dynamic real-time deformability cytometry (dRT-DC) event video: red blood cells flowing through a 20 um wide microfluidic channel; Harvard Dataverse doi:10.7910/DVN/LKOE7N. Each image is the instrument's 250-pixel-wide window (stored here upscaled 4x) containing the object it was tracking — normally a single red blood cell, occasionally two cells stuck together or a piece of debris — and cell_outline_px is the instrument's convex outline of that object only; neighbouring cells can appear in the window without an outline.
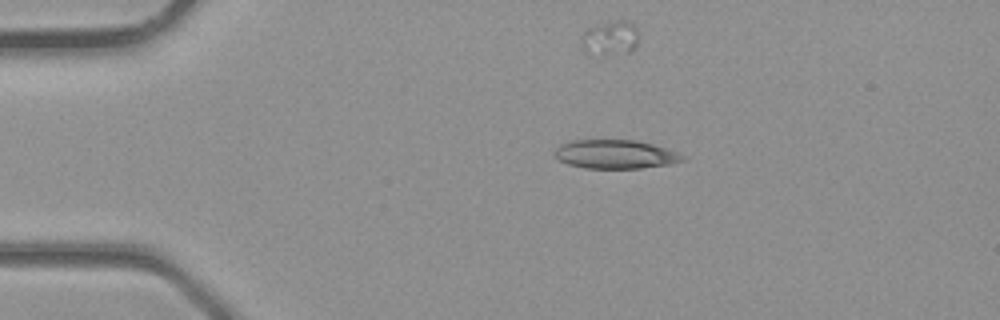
{"species": "common noctule bat (a hibernating species)", "species_latin": "Nyctalus noctula", "temperature_condition": "room temperature", "stored_images_in_passage": 4, "camera_frame_rate_fps": 3000, "um_per_image_px": 0.085, "animal": {"sex": "male", "body_mass_g": 23.1, "forearm_length_mm": 52.7}, "frame": {"image": 1, "passage_image": 4, "time_ms": 1.0, "image_size_px": [1000, 320], "cell_outline_px": [[684, 160], [668, 164], [640, 168], [584, 168], [568, 164], [560, 160], [552, 152], [560, 144], [572, 140], [636, 140], [652, 144], [676, 152], [684, 156]], "centroid_in_image_um": [52.25, 13.11], "position_along_channel_um": 32.7, "area_um2": 21.27}}